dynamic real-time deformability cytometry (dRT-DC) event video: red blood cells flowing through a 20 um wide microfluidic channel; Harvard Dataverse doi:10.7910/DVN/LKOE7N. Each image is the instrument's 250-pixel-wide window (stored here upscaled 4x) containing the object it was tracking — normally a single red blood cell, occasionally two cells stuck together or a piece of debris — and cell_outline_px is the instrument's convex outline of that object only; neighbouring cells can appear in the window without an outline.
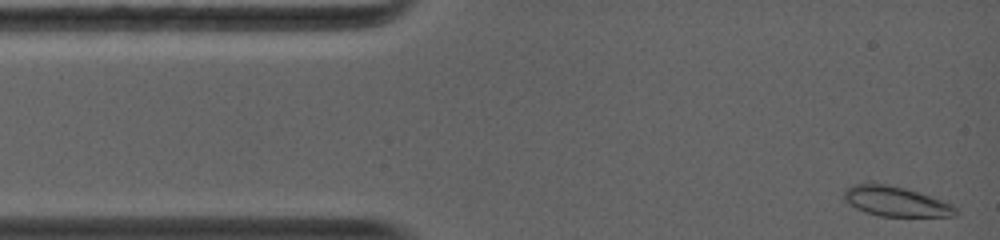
{"species": "common noctule bat (a hibernating species)", "species_latin": "Nyctalus noctula", "temperature_condition": "warm", "stored_images_in_passage": 40, "camera_frame_rate_fps": 5000, "um_per_image_px": 0.085, "animal": {"sex": "female", "body_mass_g": 19.0, "forearm_length_mm": 56.7}, "frame": {"image": 1, "passage_image": 1, "time_ms": 0.0, "image_size_px": [1000, 240], "cell_outline_px": [[960, 212], [956, 216], [880, 216], [864, 212], [856, 208], [844, 200], [844, 192], [848, 188], [856, 184], [888, 184], [904, 188], [928, 196], [948, 204], [956, 208]], "centroid_in_image_um": [76.12, 17.14], "position_along_channel_um": 8.9, "area_um2": 18.9}}
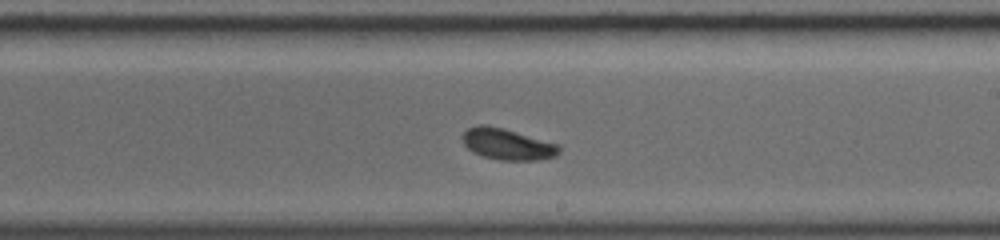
{"frame": {"image": 2, "passage_image": 26, "time_ms": 7.2, "image_size_px": [1000, 240], "cell_outline_px": [[560, 152], [556, 156], [540, 160], [500, 160], [484, 156], [472, 152], [464, 144], [460, 136], [468, 128], [476, 124], [484, 124], [504, 128], [560, 144]], "centroid_in_image_um": [43.13, 12.24], "position_along_channel_um": 245.9, "area_um2": 17.86}}
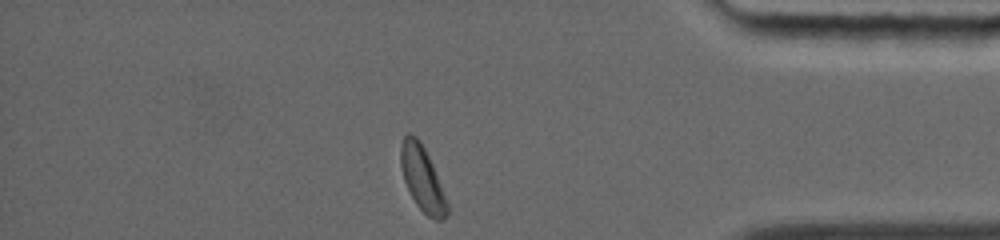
{"frame": {"image": 3, "passage_image": 40, "time_ms": 11.4, "image_size_px": [1000, 240], "cell_outline_px": [[448, 216], [444, 220], [436, 220], [428, 216], [416, 204], [404, 180], [400, 164], [400, 144], [404, 136], [408, 132], [416, 136], [420, 140], [432, 164], [448, 204]], "centroid_in_image_um": [35.88, 15.17], "position_along_channel_um": 399.3, "area_um2": 17.34}}